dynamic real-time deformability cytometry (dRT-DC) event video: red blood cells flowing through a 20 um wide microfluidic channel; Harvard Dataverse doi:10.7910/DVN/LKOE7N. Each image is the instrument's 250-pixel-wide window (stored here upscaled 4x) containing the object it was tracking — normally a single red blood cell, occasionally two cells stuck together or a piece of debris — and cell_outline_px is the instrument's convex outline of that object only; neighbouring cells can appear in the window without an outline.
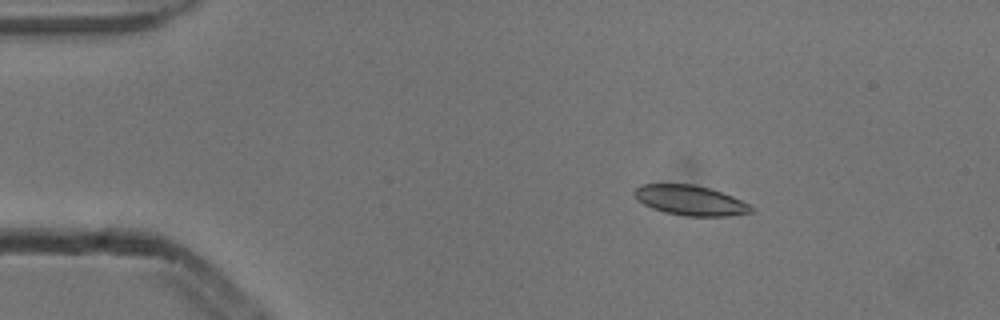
{"species": "common noctule bat (a hibernating species)", "species_latin": "Nyctalus noctula", "temperature_condition": "cold", "stored_images_in_passage": 4, "camera_frame_rate_fps": 3000, "um_per_image_px": 0.085, "animal": {"sex": "male", "body_mass_g": 13.3}, "frame": {"image": 1, "passage_image": 2, "time_ms": 0.333, "image_size_px": [1000, 320], "cell_outline_px": [[752, 212], [728, 216], [684, 216], [664, 212], [652, 208], [636, 200], [632, 196], [632, 192], [640, 184], [696, 184], [732, 196], [752, 204]], "centroid_in_image_um": [58.64, 17.03], "position_along_channel_um": 26.4, "area_um2": 20.58}}